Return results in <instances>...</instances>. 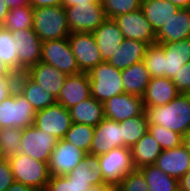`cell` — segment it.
Returning <instances> with one entry per match:
<instances>
[{"label": "cell", "instance_id": "obj_1", "mask_svg": "<svg viewBox=\"0 0 190 191\" xmlns=\"http://www.w3.org/2000/svg\"><path fill=\"white\" fill-rule=\"evenodd\" d=\"M149 124H158L182 136L190 130V94H179L163 106L145 107Z\"/></svg>", "mask_w": 190, "mask_h": 191}, {"label": "cell", "instance_id": "obj_2", "mask_svg": "<svg viewBox=\"0 0 190 191\" xmlns=\"http://www.w3.org/2000/svg\"><path fill=\"white\" fill-rule=\"evenodd\" d=\"M95 158L84 157L64 176H50L45 191H88L91 186L104 184Z\"/></svg>", "mask_w": 190, "mask_h": 191}, {"label": "cell", "instance_id": "obj_3", "mask_svg": "<svg viewBox=\"0 0 190 191\" xmlns=\"http://www.w3.org/2000/svg\"><path fill=\"white\" fill-rule=\"evenodd\" d=\"M33 29L42 42L68 38L71 32L64 6L34 7Z\"/></svg>", "mask_w": 190, "mask_h": 191}, {"label": "cell", "instance_id": "obj_4", "mask_svg": "<svg viewBox=\"0 0 190 191\" xmlns=\"http://www.w3.org/2000/svg\"><path fill=\"white\" fill-rule=\"evenodd\" d=\"M9 162L14 181L36 191H45L50 178L48 163L38 161L21 152L10 158Z\"/></svg>", "mask_w": 190, "mask_h": 191}, {"label": "cell", "instance_id": "obj_5", "mask_svg": "<svg viewBox=\"0 0 190 191\" xmlns=\"http://www.w3.org/2000/svg\"><path fill=\"white\" fill-rule=\"evenodd\" d=\"M91 96L97 101L105 103L113 96L124 93L122 70L108 62L100 63L89 73Z\"/></svg>", "mask_w": 190, "mask_h": 191}, {"label": "cell", "instance_id": "obj_6", "mask_svg": "<svg viewBox=\"0 0 190 191\" xmlns=\"http://www.w3.org/2000/svg\"><path fill=\"white\" fill-rule=\"evenodd\" d=\"M35 114L32 105L15 89L0 103V128L24 129L34 124Z\"/></svg>", "mask_w": 190, "mask_h": 191}, {"label": "cell", "instance_id": "obj_7", "mask_svg": "<svg viewBox=\"0 0 190 191\" xmlns=\"http://www.w3.org/2000/svg\"><path fill=\"white\" fill-rule=\"evenodd\" d=\"M71 33H92L106 19L101 2L64 6Z\"/></svg>", "mask_w": 190, "mask_h": 191}, {"label": "cell", "instance_id": "obj_8", "mask_svg": "<svg viewBox=\"0 0 190 191\" xmlns=\"http://www.w3.org/2000/svg\"><path fill=\"white\" fill-rule=\"evenodd\" d=\"M95 160L104 182L114 186H117L127 173L135 169L129 147L112 149L108 153L95 157Z\"/></svg>", "mask_w": 190, "mask_h": 191}, {"label": "cell", "instance_id": "obj_9", "mask_svg": "<svg viewBox=\"0 0 190 191\" xmlns=\"http://www.w3.org/2000/svg\"><path fill=\"white\" fill-rule=\"evenodd\" d=\"M41 61L52 65L67 76L80 73L68 38L42 42Z\"/></svg>", "mask_w": 190, "mask_h": 191}, {"label": "cell", "instance_id": "obj_10", "mask_svg": "<svg viewBox=\"0 0 190 191\" xmlns=\"http://www.w3.org/2000/svg\"><path fill=\"white\" fill-rule=\"evenodd\" d=\"M57 142L56 137L38 129L33 124L22 129L20 152L38 161L48 163Z\"/></svg>", "mask_w": 190, "mask_h": 191}, {"label": "cell", "instance_id": "obj_11", "mask_svg": "<svg viewBox=\"0 0 190 191\" xmlns=\"http://www.w3.org/2000/svg\"><path fill=\"white\" fill-rule=\"evenodd\" d=\"M68 42L80 72L89 73L95 66L103 63L92 33H70Z\"/></svg>", "mask_w": 190, "mask_h": 191}, {"label": "cell", "instance_id": "obj_12", "mask_svg": "<svg viewBox=\"0 0 190 191\" xmlns=\"http://www.w3.org/2000/svg\"><path fill=\"white\" fill-rule=\"evenodd\" d=\"M72 123L70 111L59 103L36 111L34 119V125L38 129L50 133L58 140L65 137Z\"/></svg>", "mask_w": 190, "mask_h": 191}, {"label": "cell", "instance_id": "obj_13", "mask_svg": "<svg viewBox=\"0 0 190 191\" xmlns=\"http://www.w3.org/2000/svg\"><path fill=\"white\" fill-rule=\"evenodd\" d=\"M113 19L123 33L124 38L142 41L148 45L156 43V33L142 9L121 14Z\"/></svg>", "mask_w": 190, "mask_h": 191}, {"label": "cell", "instance_id": "obj_14", "mask_svg": "<svg viewBox=\"0 0 190 191\" xmlns=\"http://www.w3.org/2000/svg\"><path fill=\"white\" fill-rule=\"evenodd\" d=\"M87 155L84 150L76 147L64 138L58 140L48 162L50 176H64L69 174Z\"/></svg>", "mask_w": 190, "mask_h": 191}, {"label": "cell", "instance_id": "obj_15", "mask_svg": "<svg viewBox=\"0 0 190 191\" xmlns=\"http://www.w3.org/2000/svg\"><path fill=\"white\" fill-rule=\"evenodd\" d=\"M18 53L19 73L41 61L42 41L33 28L11 31Z\"/></svg>", "mask_w": 190, "mask_h": 191}, {"label": "cell", "instance_id": "obj_16", "mask_svg": "<svg viewBox=\"0 0 190 191\" xmlns=\"http://www.w3.org/2000/svg\"><path fill=\"white\" fill-rule=\"evenodd\" d=\"M118 147H124L122 126H120V123L117 121L104 118L95 126L94 136L88 155L95 158Z\"/></svg>", "mask_w": 190, "mask_h": 191}, {"label": "cell", "instance_id": "obj_17", "mask_svg": "<svg viewBox=\"0 0 190 191\" xmlns=\"http://www.w3.org/2000/svg\"><path fill=\"white\" fill-rule=\"evenodd\" d=\"M103 105L105 118L117 122L138 117L145 112L142 97L128 93L113 96Z\"/></svg>", "mask_w": 190, "mask_h": 191}, {"label": "cell", "instance_id": "obj_18", "mask_svg": "<svg viewBox=\"0 0 190 191\" xmlns=\"http://www.w3.org/2000/svg\"><path fill=\"white\" fill-rule=\"evenodd\" d=\"M89 97H91L89 74L80 72L66 76L63 87L56 99L57 103L69 110Z\"/></svg>", "mask_w": 190, "mask_h": 191}, {"label": "cell", "instance_id": "obj_19", "mask_svg": "<svg viewBox=\"0 0 190 191\" xmlns=\"http://www.w3.org/2000/svg\"><path fill=\"white\" fill-rule=\"evenodd\" d=\"M92 34L103 62H108L115 55L124 40L123 33L112 18H107Z\"/></svg>", "mask_w": 190, "mask_h": 191}, {"label": "cell", "instance_id": "obj_20", "mask_svg": "<svg viewBox=\"0 0 190 191\" xmlns=\"http://www.w3.org/2000/svg\"><path fill=\"white\" fill-rule=\"evenodd\" d=\"M154 164L165 174L179 181L190 170V153L181 144L178 147L163 150Z\"/></svg>", "mask_w": 190, "mask_h": 191}, {"label": "cell", "instance_id": "obj_21", "mask_svg": "<svg viewBox=\"0 0 190 191\" xmlns=\"http://www.w3.org/2000/svg\"><path fill=\"white\" fill-rule=\"evenodd\" d=\"M25 73L36 82L39 87L50 92L55 98L58 97L67 76L57 68L42 61L31 66Z\"/></svg>", "mask_w": 190, "mask_h": 191}, {"label": "cell", "instance_id": "obj_22", "mask_svg": "<svg viewBox=\"0 0 190 191\" xmlns=\"http://www.w3.org/2000/svg\"><path fill=\"white\" fill-rule=\"evenodd\" d=\"M181 94L167 77L151 78L142 96L144 107L163 106Z\"/></svg>", "mask_w": 190, "mask_h": 191}, {"label": "cell", "instance_id": "obj_23", "mask_svg": "<svg viewBox=\"0 0 190 191\" xmlns=\"http://www.w3.org/2000/svg\"><path fill=\"white\" fill-rule=\"evenodd\" d=\"M160 44L164 50V77L172 79L190 61V38Z\"/></svg>", "mask_w": 190, "mask_h": 191}, {"label": "cell", "instance_id": "obj_24", "mask_svg": "<svg viewBox=\"0 0 190 191\" xmlns=\"http://www.w3.org/2000/svg\"><path fill=\"white\" fill-rule=\"evenodd\" d=\"M190 38V8L179 9L156 33V43L176 42Z\"/></svg>", "mask_w": 190, "mask_h": 191}, {"label": "cell", "instance_id": "obj_25", "mask_svg": "<svg viewBox=\"0 0 190 191\" xmlns=\"http://www.w3.org/2000/svg\"><path fill=\"white\" fill-rule=\"evenodd\" d=\"M16 89L26 98L35 111L47 108L57 99L34 82L25 72L17 74Z\"/></svg>", "mask_w": 190, "mask_h": 191}, {"label": "cell", "instance_id": "obj_26", "mask_svg": "<svg viewBox=\"0 0 190 191\" xmlns=\"http://www.w3.org/2000/svg\"><path fill=\"white\" fill-rule=\"evenodd\" d=\"M147 47L148 44L142 41L124 38L120 48H118L108 63L119 70H124L142 61L146 54Z\"/></svg>", "mask_w": 190, "mask_h": 191}, {"label": "cell", "instance_id": "obj_27", "mask_svg": "<svg viewBox=\"0 0 190 191\" xmlns=\"http://www.w3.org/2000/svg\"><path fill=\"white\" fill-rule=\"evenodd\" d=\"M141 9L155 33L179 10L176 5L168 0H141Z\"/></svg>", "mask_w": 190, "mask_h": 191}, {"label": "cell", "instance_id": "obj_28", "mask_svg": "<svg viewBox=\"0 0 190 191\" xmlns=\"http://www.w3.org/2000/svg\"><path fill=\"white\" fill-rule=\"evenodd\" d=\"M132 163L135 169L151 165L163 151L156 139L147 131L131 148Z\"/></svg>", "mask_w": 190, "mask_h": 191}, {"label": "cell", "instance_id": "obj_29", "mask_svg": "<svg viewBox=\"0 0 190 191\" xmlns=\"http://www.w3.org/2000/svg\"><path fill=\"white\" fill-rule=\"evenodd\" d=\"M150 80V73L143 60L122 70L124 93L142 97Z\"/></svg>", "mask_w": 190, "mask_h": 191}, {"label": "cell", "instance_id": "obj_30", "mask_svg": "<svg viewBox=\"0 0 190 191\" xmlns=\"http://www.w3.org/2000/svg\"><path fill=\"white\" fill-rule=\"evenodd\" d=\"M73 123L95 127L105 118L104 105L93 96L81 101L69 109Z\"/></svg>", "mask_w": 190, "mask_h": 191}, {"label": "cell", "instance_id": "obj_31", "mask_svg": "<svg viewBox=\"0 0 190 191\" xmlns=\"http://www.w3.org/2000/svg\"><path fill=\"white\" fill-rule=\"evenodd\" d=\"M149 191H177L179 181L170 175L165 174L155 164L140 167Z\"/></svg>", "mask_w": 190, "mask_h": 191}, {"label": "cell", "instance_id": "obj_32", "mask_svg": "<svg viewBox=\"0 0 190 191\" xmlns=\"http://www.w3.org/2000/svg\"><path fill=\"white\" fill-rule=\"evenodd\" d=\"M119 123L122 126L124 147L131 148L148 131L149 122L145 112L138 117L128 118Z\"/></svg>", "mask_w": 190, "mask_h": 191}, {"label": "cell", "instance_id": "obj_33", "mask_svg": "<svg viewBox=\"0 0 190 191\" xmlns=\"http://www.w3.org/2000/svg\"><path fill=\"white\" fill-rule=\"evenodd\" d=\"M21 135V128H0V158L9 160L20 153Z\"/></svg>", "mask_w": 190, "mask_h": 191}, {"label": "cell", "instance_id": "obj_34", "mask_svg": "<svg viewBox=\"0 0 190 191\" xmlns=\"http://www.w3.org/2000/svg\"><path fill=\"white\" fill-rule=\"evenodd\" d=\"M1 27L10 31L33 28V7L22 5L10 9Z\"/></svg>", "mask_w": 190, "mask_h": 191}, {"label": "cell", "instance_id": "obj_35", "mask_svg": "<svg viewBox=\"0 0 190 191\" xmlns=\"http://www.w3.org/2000/svg\"><path fill=\"white\" fill-rule=\"evenodd\" d=\"M0 60L19 74L18 53L16 43L10 30L0 26Z\"/></svg>", "mask_w": 190, "mask_h": 191}, {"label": "cell", "instance_id": "obj_36", "mask_svg": "<svg viewBox=\"0 0 190 191\" xmlns=\"http://www.w3.org/2000/svg\"><path fill=\"white\" fill-rule=\"evenodd\" d=\"M94 129L95 127L90 125L72 123L64 139L89 154Z\"/></svg>", "mask_w": 190, "mask_h": 191}, {"label": "cell", "instance_id": "obj_37", "mask_svg": "<svg viewBox=\"0 0 190 191\" xmlns=\"http://www.w3.org/2000/svg\"><path fill=\"white\" fill-rule=\"evenodd\" d=\"M143 61L151 78L164 77V50L160 43L148 45Z\"/></svg>", "mask_w": 190, "mask_h": 191}, {"label": "cell", "instance_id": "obj_38", "mask_svg": "<svg viewBox=\"0 0 190 191\" xmlns=\"http://www.w3.org/2000/svg\"><path fill=\"white\" fill-rule=\"evenodd\" d=\"M148 131L160 144L162 150L178 147L182 144V135L158 124H149Z\"/></svg>", "mask_w": 190, "mask_h": 191}, {"label": "cell", "instance_id": "obj_39", "mask_svg": "<svg viewBox=\"0 0 190 191\" xmlns=\"http://www.w3.org/2000/svg\"><path fill=\"white\" fill-rule=\"evenodd\" d=\"M107 18L141 9V0H101Z\"/></svg>", "mask_w": 190, "mask_h": 191}, {"label": "cell", "instance_id": "obj_40", "mask_svg": "<svg viewBox=\"0 0 190 191\" xmlns=\"http://www.w3.org/2000/svg\"><path fill=\"white\" fill-rule=\"evenodd\" d=\"M117 187L120 191H149L148 184L139 169L127 173Z\"/></svg>", "mask_w": 190, "mask_h": 191}, {"label": "cell", "instance_id": "obj_41", "mask_svg": "<svg viewBox=\"0 0 190 191\" xmlns=\"http://www.w3.org/2000/svg\"><path fill=\"white\" fill-rule=\"evenodd\" d=\"M182 94H190V61L184 64L171 79Z\"/></svg>", "mask_w": 190, "mask_h": 191}, {"label": "cell", "instance_id": "obj_42", "mask_svg": "<svg viewBox=\"0 0 190 191\" xmlns=\"http://www.w3.org/2000/svg\"><path fill=\"white\" fill-rule=\"evenodd\" d=\"M14 182L9 160L0 158V191H6Z\"/></svg>", "mask_w": 190, "mask_h": 191}, {"label": "cell", "instance_id": "obj_43", "mask_svg": "<svg viewBox=\"0 0 190 191\" xmlns=\"http://www.w3.org/2000/svg\"><path fill=\"white\" fill-rule=\"evenodd\" d=\"M17 77H0V103L16 89Z\"/></svg>", "mask_w": 190, "mask_h": 191}, {"label": "cell", "instance_id": "obj_44", "mask_svg": "<svg viewBox=\"0 0 190 191\" xmlns=\"http://www.w3.org/2000/svg\"><path fill=\"white\" fill-rule=\"evenodd\" d=\"M31 7H47L62 5V0H29Z\"/></svg>", "mask_w": 190, "mask_h": 191}, {"label": "cell", "instance_id": "obj_45", "mask_svg": "<svg viewBox=\"0 0 190 191\" xmlns=\"http://www.w3.org/2000/svg\"><path fill=\"white\" fill-rule=\"evenodd\" d=\"M88 191H120L117 186L104 183L100 185L91 186Z\"/></svg>", "mask_w": 190, "mask_h": 191}, {"label": "cell", "instance_id": "obj_46", "mask_svg": "<svg viewBox=\"0 0 190 191\" xmlns=\"http://www.w3.org/2000/svg\"><path fill=\"white\" fill-rule=\"evenodd\" d=\"M0 77H17V74L0 60Z\"/></svg>", "mask_w": 190, "mask_h": 191}, {"label": "cell", "instance_id": "obj_47", "mask_svg": "<svg viewBox=\"0 0 190 191\" xmlns=\"http://www.w3.org/2000/svg\"><path fill=\"white\" fill-rule=\"evenodd\" d=\"M179 188L182 191H190V170L179 180Z\"/></svg>", "mask_w": 190, "mask_h": 191}, {"label": "cell", "instance_id": "obj_48", "mask_svg": "<svg viewBox=\"0 0 190 191\" xmlns=\"http://www.w3.org/2000/svg\"><path fill=\"white\" fill-rule=\"evenodd\" d=\"M6 191H36L20 182L14 181Z\"/></svg>", "mask_w": 190, "mask_h": 191}, {"label": "cell", "instance_id": "obj_49", "mask_svg": "<svg viewBox=\"0 0 190 191\" xmlns=\"http://www.w3.org/2000/svg\"><path fill=\"white\" fill-rule=\"evenodd\" d=\"M9 11L10 9L8 8L5 0H0V26L3 25Z\"/></svg>", "mask_w": 190, "mask_h": 191}, {"label": "cell", "instance_id": "obj_50", "mask_svg": "<svg viewBox=\"0 0 190 191\" xmlns=\"http://www.w3.org/2000/svg\"><path fill=\"white\" fill-rule=\"evenodd\" d=\"M9 9L17 8L22 5H29V0H5Z\"/></svg>", "mask_w": 190, "mask_h": 191}, {"label": "cell", "instance_id": "obj_51", "mask_svg": "<svg viewBox=\"0 0 190 191\" xmlns=\"http://www.w3.org/2000/svg\"><path fill=\"white\" fill-rule=\"evenodd\" d=\"M101 2V0H62L63 6H71L83 3Z\"/></svg>", "mask_w": 190, "mask_h": 191}, {"label": "cell", "instance_id": "obj_52", "mask_svg": "<svg viewBox=\"0 0 190 191\" xmlns=\"http://www.w3.org/2000/svg\"><path fill=\"white\" fill-rule=\"evenodd\" d=\"M168 1L176 5L179 9L190 8V0H168Z\"/></svg>", "mask_w": 190, "mask_h": 191}, {"label": "cell", "instance_id": "obj_53", "mask_svg": "<svg viewBox=\"0 0 190 191\" xmlns=\"http://www.w3.org/2000/svg\"><path fill=\"white\" fill-rule=\"evenodd\" d=\"M182 145L190 153V130L182 136Z\"/></svg>", "mask_w": 190, "mask_h": 191}]
</instances>
